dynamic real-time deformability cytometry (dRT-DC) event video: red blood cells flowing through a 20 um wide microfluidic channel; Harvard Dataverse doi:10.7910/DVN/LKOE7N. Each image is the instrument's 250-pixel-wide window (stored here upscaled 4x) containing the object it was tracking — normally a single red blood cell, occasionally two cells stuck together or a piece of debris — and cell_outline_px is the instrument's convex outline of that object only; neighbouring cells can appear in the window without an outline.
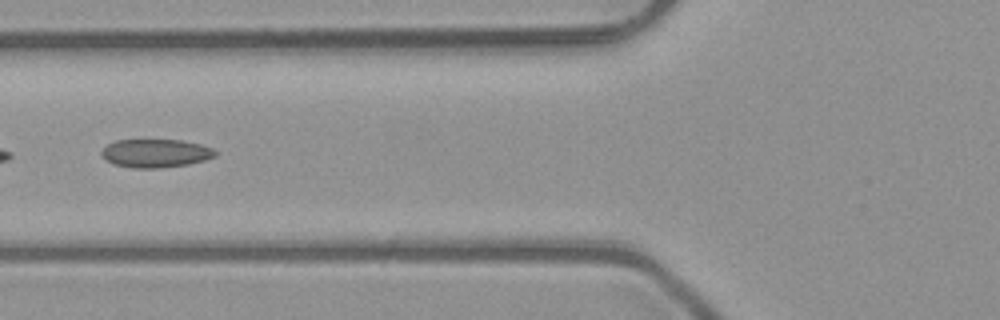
{"species": "common noctule bat (a hibernating species)", "species_latin": "Nyctalus noctula", "temperature_condition": "room temperature", "stored_images_in_passage": 5, "camera_frame_rate_fps": 3000, "um_per_image_px": 0.085, "animal": {"sex": "male", "body_mass_g": 23.1, "forearm_length_mm": 52.7}, "frame": {"image": 1, "passage_image": 5, "time_ms": 1.333, "image_size_px": [1000, 320], "cell_outline_px": [[216, 156], [204, 160], [188, 164], [160, 168], [132, 168], [112, 164], [100, 152], [108, 144], [116, 140], [180, 140], [200, 144], [212, 148], [216, 152]], "centroid_in_image_um": [13.23, 13.03], "position_along_channel_um": 112.6, "area_um2": 18.67}}